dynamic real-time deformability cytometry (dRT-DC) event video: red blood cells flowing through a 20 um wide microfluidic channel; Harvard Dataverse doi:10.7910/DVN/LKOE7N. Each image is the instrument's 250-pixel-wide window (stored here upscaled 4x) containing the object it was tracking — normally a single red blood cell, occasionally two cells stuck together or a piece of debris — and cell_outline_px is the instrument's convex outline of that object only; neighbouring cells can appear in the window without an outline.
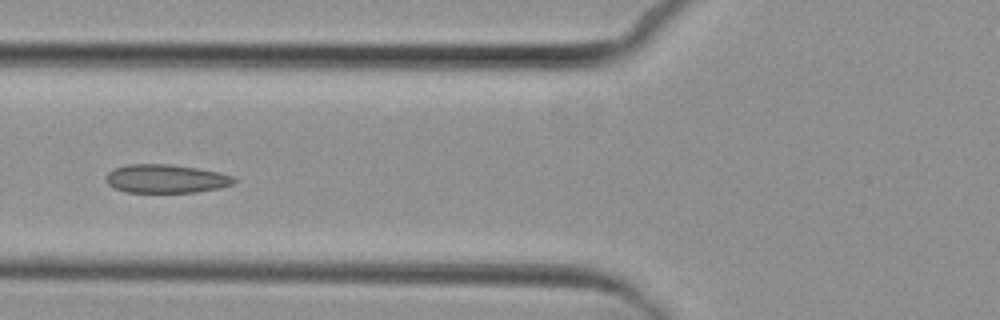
{"species": "common noctule bat (a hibernating species)", "species_latin": "Nyctalus noctula", "temperature_condition": "cold", "stored_images_in_passage": 4, "camera_frame_rate_fps": 3000, "um_per_image_px": 0.085, "animal": {"sex": "female", "body_mass_g": 29.2, "forearm_length_mm": 56.3}, "frame": {"image": 1, "passage_image": 4, "time_ms": 5.0, "image_size_px": [1000, 320], "cell_outline_px": [[236, 180], [232, 184], [220, 188], [196, 192], [124, 192], [112, 188], [104, 180], [104, 176], [112, 168], [128, 164], [172, 164], [200, 168], [220, 172], [232, 176]], "centroid_in_image_um": [14.05, 15.18], "position_along_channel_um": 111.7, "area_um2": 21.68}}